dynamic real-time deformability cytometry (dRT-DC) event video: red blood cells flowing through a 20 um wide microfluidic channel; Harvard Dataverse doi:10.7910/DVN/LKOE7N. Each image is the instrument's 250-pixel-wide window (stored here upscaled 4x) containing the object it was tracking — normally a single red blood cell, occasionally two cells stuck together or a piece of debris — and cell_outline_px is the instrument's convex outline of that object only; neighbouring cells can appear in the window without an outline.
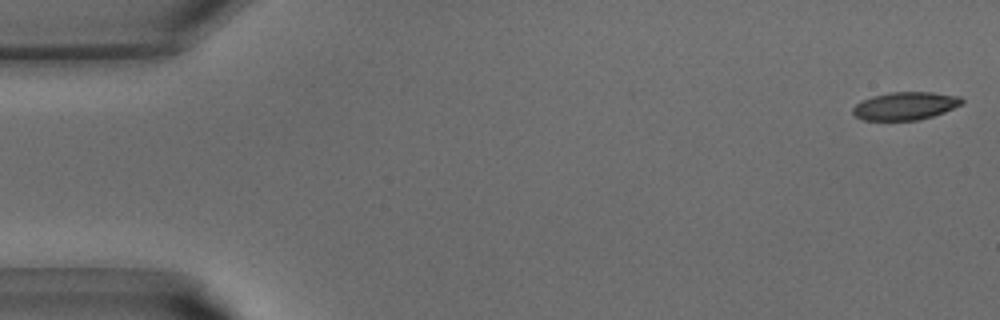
{"species": "common noctule bat (a hibernating species)", "species_latin": "Nyctalus noctula", "temperature_condition": "warm", "stored_images_in_passage": 11, "camera_frame_rate_fps": 3000, "um_per_image_px": 0.085, "animal": {"sex": "male", "body_mass_g": 15.6}, "frame": {"image": 1, "passage_image": 1, "time_ms": 0.0, "image_size_px": [1000, 320], "cell_outline_px": [[964, 100], [960, 104], [944, 112], [920, 120], [864, 120], [856, 116], [852, 112], [852, 108], [860, 100], [872, 96], [892, 92], [932, 92], [960, 96]], "centroid_in_image_um": [76.92, 9.0], "position_along_channel_um": 8.1, "area_um2": 17.69}}
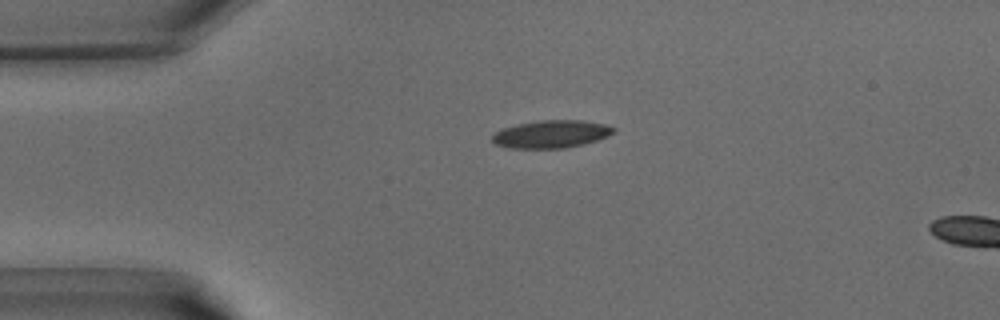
{"frame": {"image": 2, "passage_image": 9, "time_ms": 2.667, "image_size_px": [1000, 320], "cell_outline_px": [[616, 132], [608, 136], [584, 144], [564, 148], [508, 148], [496, 144], [492, 140], [492, 136], [496, 132], [504, 128], [516, 124], [540, 120], [580, 120], [604, 124], [616, 128]], "centroid_in_image_um": [46.87, 11.4], "position_along_channel_um": 38.1, "area_um2": 19.54}}